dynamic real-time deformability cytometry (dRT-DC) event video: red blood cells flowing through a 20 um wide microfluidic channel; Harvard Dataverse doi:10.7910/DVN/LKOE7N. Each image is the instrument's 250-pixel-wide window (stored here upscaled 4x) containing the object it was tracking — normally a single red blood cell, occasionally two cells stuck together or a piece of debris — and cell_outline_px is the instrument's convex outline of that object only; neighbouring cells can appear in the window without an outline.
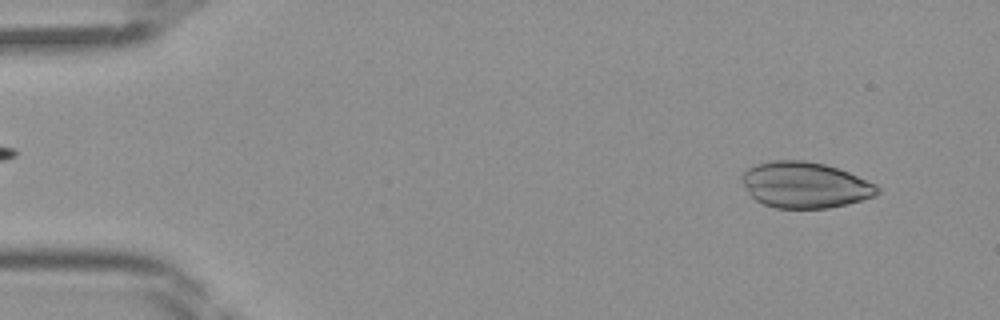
{"species": "Egyptian fruit bat (a non-hibernating species)", "species_latin": "Rousettus aegyptiacus", "temperature_condition": "room temperature", "stored_images_in_passage": 43, "camera_frame_rate_fps": 3000, "um_per_image_px": 0.085, "frame": {"image": 1, "passage_image": 3, "time_ms": 0.667, "image_size_px": [1000, 320], "cell_outline_px": [[880, 192], [876, 196], [848, 204], [828, 208], [776, 208], [764, 204], [756, 200], [748, 192], [740, 180], [740, 176], [748, 168], [756, 164], [772, 160], [804, 160], [824, 164], [848, 172], [876, 184], [880, 188]], "centroid_in_image_um": [68.42, 15.72], "position_along_channel_um": 16.6, "area_um2": 36.41}}